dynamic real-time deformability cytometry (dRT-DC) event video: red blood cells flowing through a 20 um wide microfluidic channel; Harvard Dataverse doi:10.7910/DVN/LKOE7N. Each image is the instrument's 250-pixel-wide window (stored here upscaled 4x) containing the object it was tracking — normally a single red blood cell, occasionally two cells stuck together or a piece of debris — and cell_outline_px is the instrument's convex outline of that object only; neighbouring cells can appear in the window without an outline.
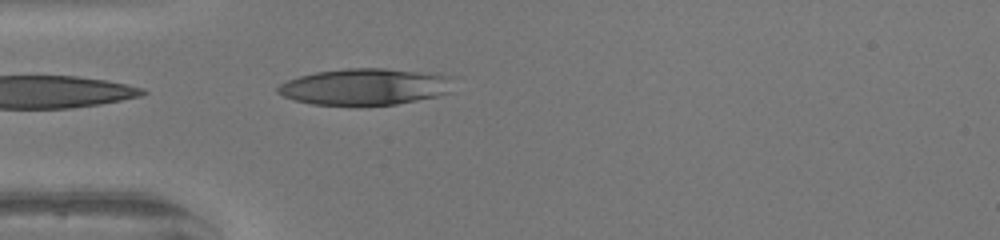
{"species": "human", "species_latin": "Homo sapiens", "temperature_condition": "warm", "stored_images_in_passage": 31, "camera_frame_rate_fps": 3000, "um_per_image_px": 0.085, "donor": {"sex": "female"}, "frame": {"image": 1, "passage_image": 1, "time_ms": 0.0, "image_size_px": [1000, 240], "cell_outline_px": [[452, 92], [436, 96], [396, 104], [356, 108], [312, 104], [296, 100], [284, 96], [276, 92], [276, 88], [280, 84], [288, 80], [300, 76], [316, 72], [344, 68], [384, 68], [440, 72], [448, 76]], "centroid_in_image_um": [31.03, 7.39], "position_along_channel_um": 54.0, "area_um2": 38.44}}
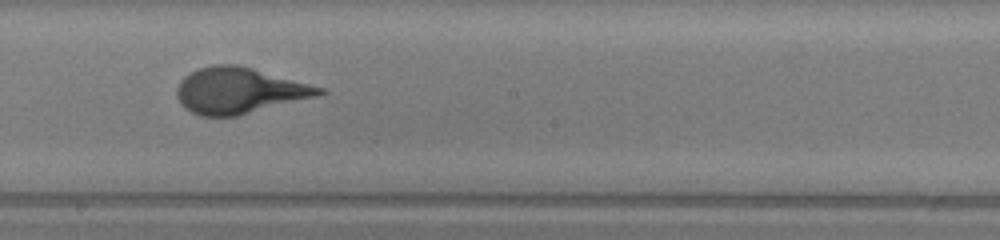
{"frame": {"image": 2, "passage_image": 14, "time_ms": 4.333, "image_size_px": [1000, 240], "cell_outline_px": [[328, 92], [316, 96], [236, 116], [200, 116], [184, 108], [180, 104], [176, 96], [176, 88], [180, 80], [184, 76], [196, 68], [212, 64], [236, 64], [252, 68], [324, 88]], "centroid_in_image_um": [20.26, 7.69], "position_along_channel_um": 227.9, "area_um2": 38.03}}
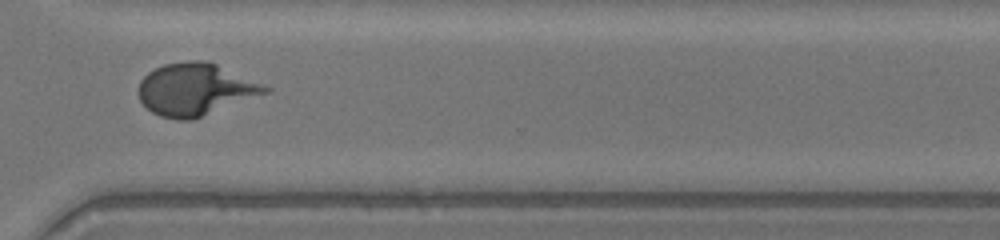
{"frame": {"image": 3, "passage_image": 23, "time_ms": 7.333, "image_size_px": [1000, 240], "cell_outline_px": [[272, 92], [192, 120], [176, 120], [160, 116], [152, 112], [140, 100], [136, 92], [140, 80], [148, 72], [164, 64], [188, 60], [204, 60], [216, 64], [264, 84], [272, 88]], "centroid_in_image_um": [16.62, 7.61], "position_along_channel_um": 354.0, "area_um2": 38.9}, "authors_computed_cell_mechanics": {"area_um2": 37.2232, "velocity_mm_per_s": 4.1952, "shape_relaxation_time_tau1_ms": 4.1537, "shape_relaxation_time_tau2_ms": null, "deformation_change_tau1": 0.2467, "deformation_change_tau2": null}}